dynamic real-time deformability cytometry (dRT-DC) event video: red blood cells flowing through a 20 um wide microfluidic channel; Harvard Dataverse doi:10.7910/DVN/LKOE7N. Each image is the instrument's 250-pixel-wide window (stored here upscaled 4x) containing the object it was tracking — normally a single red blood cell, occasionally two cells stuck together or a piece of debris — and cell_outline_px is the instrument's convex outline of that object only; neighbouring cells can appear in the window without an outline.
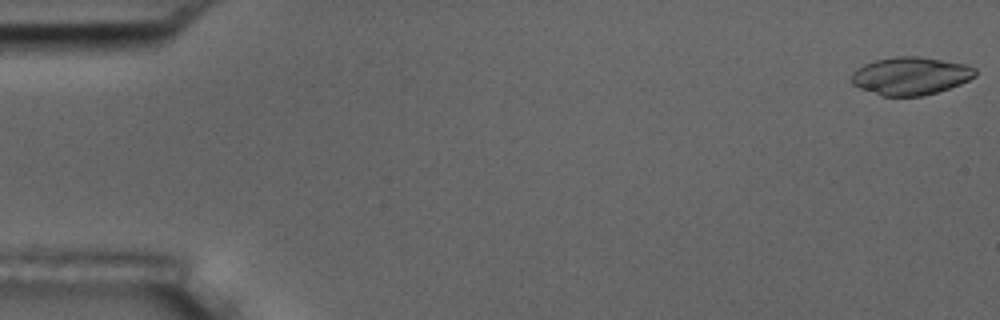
{"species": "common noctule bat (a hibernating species)", "species_latin": "Nyctalus noctula", "temperature_condition": "room temperature", "stored_images_in_passage": 5, "camera_frame_rate_fps": 3000, "um_per_image_px": 0.085, "animal": {"sex": "male", "body_mass_g": 17.5, "forearm_length_mm": 52.3}, "frame": {"image": 1, "passage_image": 1, "time_ms": 0.0, "image_size_px": [1000, 320], "cell_outline_px": [[976, 76], [960, 84], [924, 96], [880, 96], [860, 88], [852, 84], [852, 72], [856, 68], [864, 64], [876, 60], [896, 56], [920, 56], [968, 64], [976, 68]], "centroid_in_image_um": [77.41, 6.45], "position_along_channel_um": 7.6, "area_um2": 27.51}}
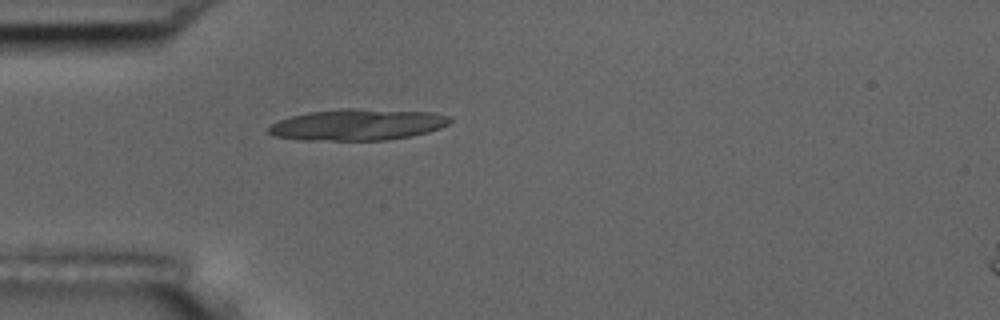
{"frame": {"image": 2, "passage_image": 5, "time_ms": 5.0, "image_size_px": [1000, 320], "cell_outline_px": [[452, 120], [448, 124], [440, 128], [428, 132], [412, 136], [388, 140], [300, 140], [272, 136], [268, 132], [268, 128], [272, 124], [280, 120], [292, 116], [308, 112], [340, 108], [356, 108], [432, 112], [452, 116]], "centroid_in_image_um": [30.42, 10.59], "position_along_channel_um": 54.6, "area_um2": 33.41}}